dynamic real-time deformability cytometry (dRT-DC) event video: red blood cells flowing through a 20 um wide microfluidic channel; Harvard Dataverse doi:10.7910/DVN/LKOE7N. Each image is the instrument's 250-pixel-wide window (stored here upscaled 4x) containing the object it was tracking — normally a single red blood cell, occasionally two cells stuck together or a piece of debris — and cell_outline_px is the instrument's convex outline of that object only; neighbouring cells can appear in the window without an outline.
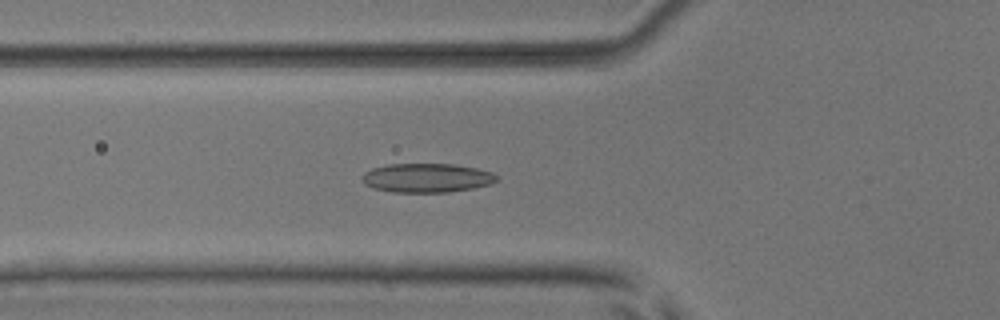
{"species": "common noctule bat (a hibernating species)", "species_latin": "Nyctalus noctula", "temperature_condition": "room temperature", "stored_images_in_passage": 54, "camera_frame_rate_fps": 3000, "um_per_image_px": 0.085, "animal": {"sex": "male", "body_mass_g": 17.9, "forearm_length_mm": 54.2}, "frame": {"image": 1, "passage_image": 20, "time_ms": 6.333, "image_size_px": [1000, 320], "cell_outline_px": [[500, 180], [488, 184], [472, 188], [448, 192], [392, 192], [372, 188], [364, 184], [360, 176], [364, 172], [372, 168], [388, 164], [456, 164], [476, 168], [492, 172], [500, 176]], "centroid_in_image_um": [36.27, 15.11], "position_along_channel_um": 89.5, "area_um2": 23.0}}
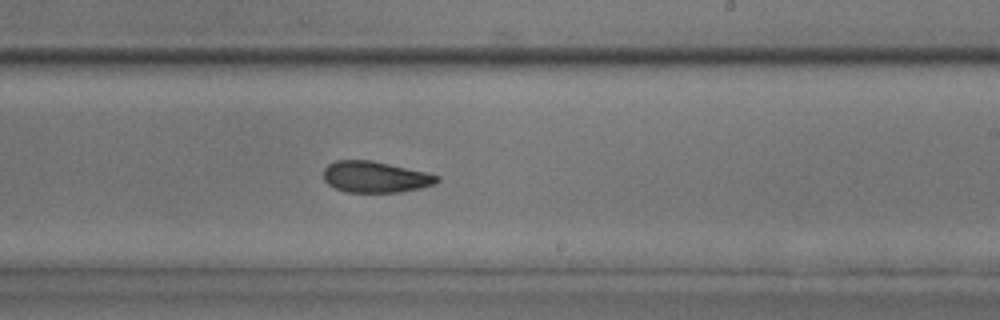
{"frame": {"image": 2, "passage_image": 33, "time_ms": 10.667, "image_size_px": [1000, 320], "cell_outline_px": [[440, 180], [436, 184], [420, 188], [400, 192], [348, 192], [336, 188], [328, 184], [324, 180], [324, 168], [328, 164], [336, 160], [372, 160], [428, 172], [440, 176]], "centroid_in_image_um": [31.94, 15.03], "position_along_channel_um": 257.1, "area_um2": 20.81}}
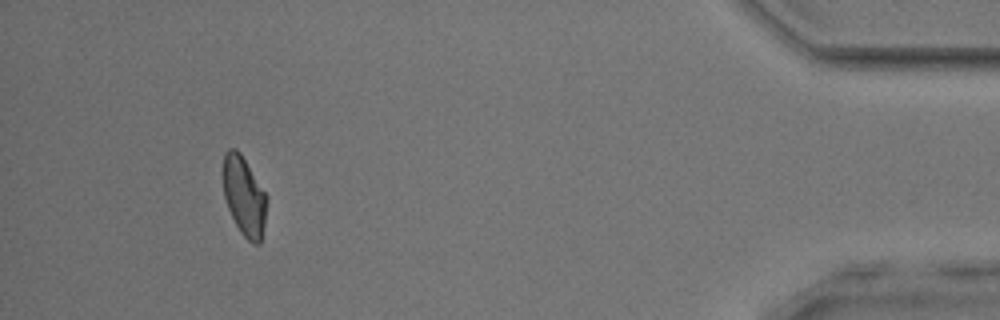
{"frame": {"image": 3, "passage_image": 50, "time_ms": 16.333, "image_size_px": [1000, 320], "cell_outline_px": [[268, 200], [264, 224], [260, 244], [252, 244], [240, 232], [228, 208], [224, 196], [224, 152], [228, 148], [236, 148], [240, 152], [268, 196]], "centroid_in_image_um": [20.77, 16.68], "position_along_channel_um": 414.4, "area_um2": 20.11}, "authors_computed_cell_mechanics": {"area_um2": 21.4149, "velocity_mm_per_s": 3.8829, "shape_relaxation_time_tau1_ms": 6.4111, "shape_relaxation_time_tau2_ms": 3.3269, "deformation_change_tau1": 0.1319, "deformation_change_tau2": 0.1025}}